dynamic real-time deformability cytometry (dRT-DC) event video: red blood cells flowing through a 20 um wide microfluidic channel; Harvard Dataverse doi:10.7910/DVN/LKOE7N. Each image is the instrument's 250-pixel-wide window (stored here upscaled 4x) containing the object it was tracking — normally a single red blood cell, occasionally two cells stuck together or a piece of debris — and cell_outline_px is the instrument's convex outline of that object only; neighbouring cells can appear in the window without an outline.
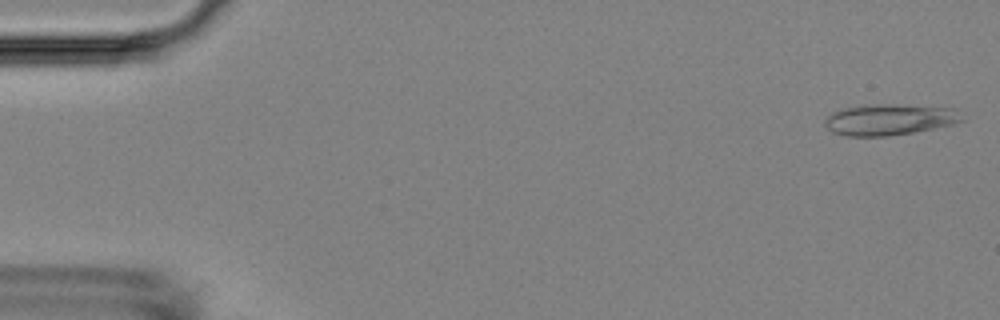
{"species": "Egyptian fruit bat (a non-hibernating species)", "species_latin": "Rousettus aegyptiacus", "temperature_condition": "room temperature", "stored_images_in_passage": 55, "camera_frame_rate_fps": 3000, "um_per_image_px": 0.085, "animal": {"sex": "female"}, "frame": {"image": 1, "passage_image": 1, "time_ms": 0.0, "image_size_px": [1000, 320], "cell_outline_px": [[964, 120], [952, 124], [912, 132], [888, 136], [848, 136], [832, 132], [824, 124], [824, 120], [832, 112], [844, 108], [864, 104], [896, 104], [956, 108]], "centroid_in_image_um": [75.58, 10.15], "position_along_channel_um": 9.4, "area_um2": 24.85}}
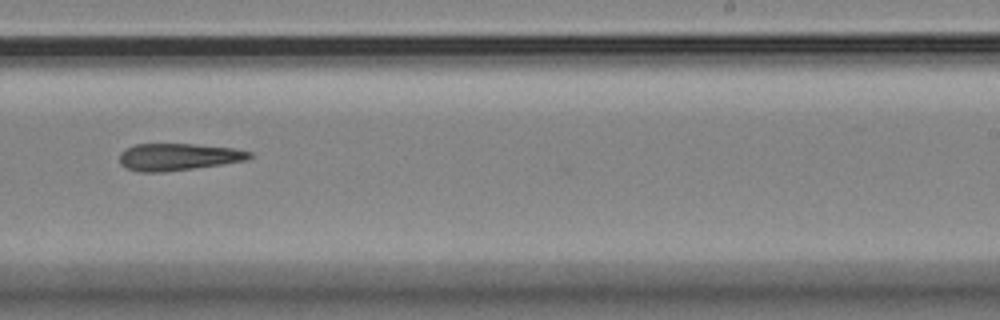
{"frame": {"image": 2, "passage_image": 34, "time_ms": 11.0, "image_size_px": [1000, 320], "cell_outline_px": [[252, 156], [248, 160], [164, 172], [140, 172], [124, 168], [120, 164], [120, 152], [136, 144], [196, 144], [232, 148], [252, 152]], "centroid_in_image_um": [15.12, 13.34], "position_along_channel_um": 273.9, "area_um2": 20.4}}
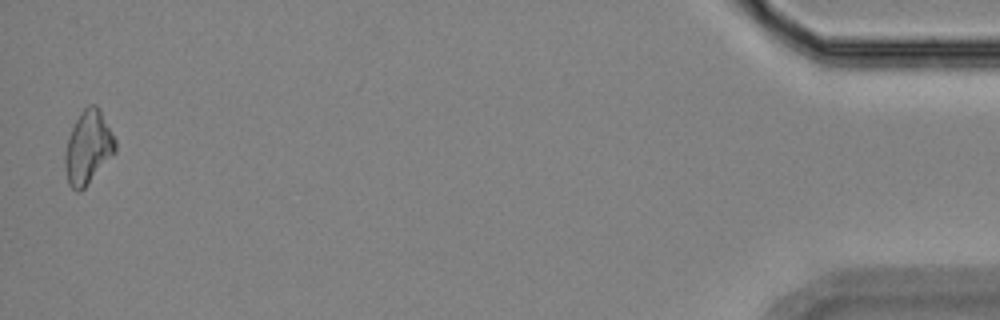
{"frame": {"image": 3, "passage_image": 54, "time_ms": 17.667, "image_size_px": [1000, 320], "cell_outline_px": [[116, 152], [84, 188], [80, 192], [76, 192], [68, 184], [64, 164], [64, 156], [68, 140], [72, 128], [80, 112], [88, 104], [96, 104], [100, 108], [116, 140]], "centroid_in_image_um": [7.5, 12.52], "position_along_channel_um": 427.7, "area_um2": 21.5}}